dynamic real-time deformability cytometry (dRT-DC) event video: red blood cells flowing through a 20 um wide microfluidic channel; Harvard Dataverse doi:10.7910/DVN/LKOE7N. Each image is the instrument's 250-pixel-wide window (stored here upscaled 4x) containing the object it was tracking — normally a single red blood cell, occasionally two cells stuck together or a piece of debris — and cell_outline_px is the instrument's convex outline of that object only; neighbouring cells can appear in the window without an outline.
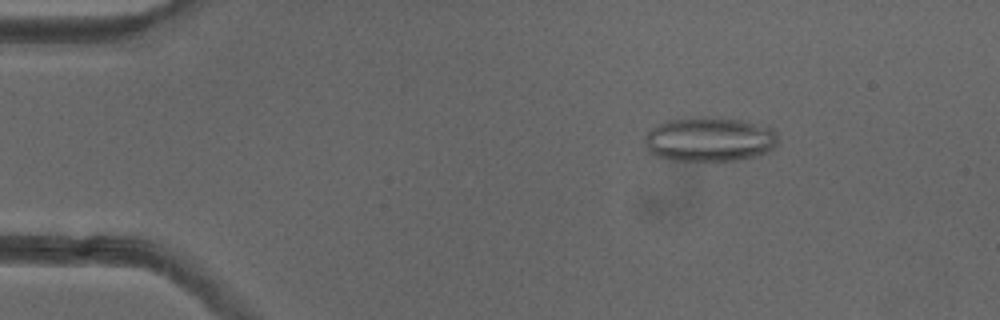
{"species": "common noctule bat (a hibernating species)", "species_latin": "Nyctalus noctula", "temperature_condition": "cold", "stored_images_in_passage": 51, "camera_frame_rate_fps": 3000, "um_per_image_px": 0.085, "animal": {"sex": "female"}, "frame": {"image": 1, "passage_image": 8, "time_ms": 2.333, "image_size_px": [1000, 320], "cell_outline_px": [[776, 144], [768, 152], [720, 164], [672, 160], [656, 156], [648, 148], [644, 140], [644, 136], [652, 128], [668, 120], [700, 116], [712, 116], [740, 120], [772, 128], [776, 132]], "centroid_in_image_um": [60.29, 11.87], "position_along_channel_um": 24.7, "area_um2": 35.14}}
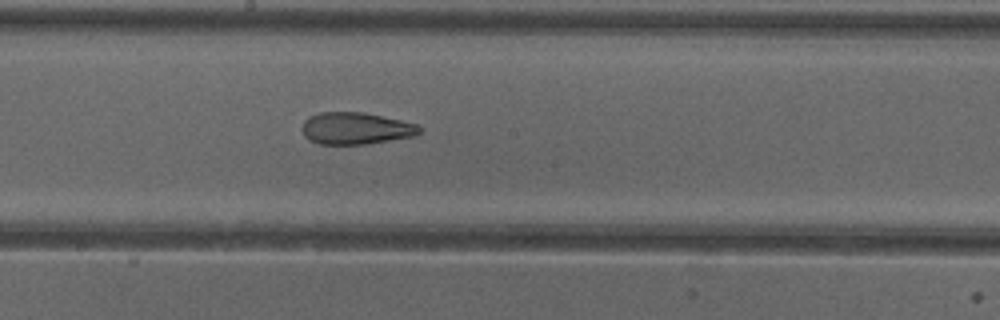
{"frame": {"image": 2, "passage_image": 28, "time_ms": 9.0, "image_size_px": [1000, 320], "cell_outline_px": [[420, 132], [416, 136], [368, 144], [320, 144], [308, 140], [304, 136], [304, 120], [308, 116], [320, 112], [364, 112], [400, 120], [416, 124], [420, 128]], "centroid_in_image_um": [30.24, 10.91], "position_along_channel_um": 218.0, "area_um2": 21.85}}
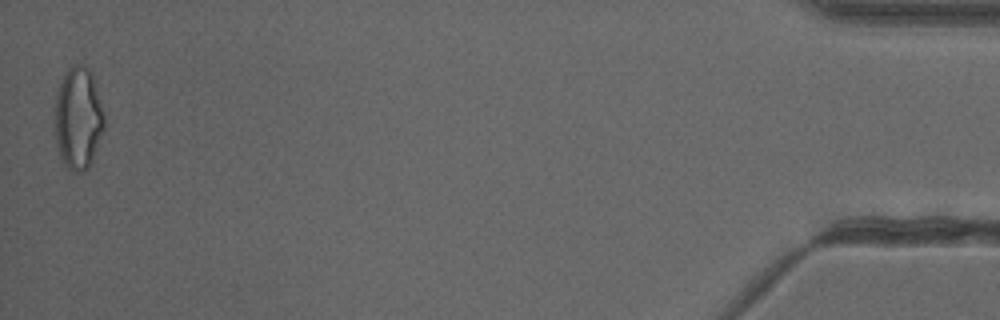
{"frame": {"image": 3, "passage_image": 51, "time_ms": 16.667, "image_size_px": [1000, 320], "cell_outline_px": [[104, 128], [92, 164], [84, 172], [72, 172], [64, 164], [56, 148], [56, 92], [60, 80], [68, 68], [76, 64], [80, 64], [88, 68], [92, 72], [104, 116]], "centroid_in_image_um": [6.65, 10.08], "position_along_channel_um": 428.5, "area_um2": 29.59}, "authors_computed_cell_mechanics": {"area_um2": 26.3568, "velocity_mm_per_s": 3.9941, "shape_relaxation_time_tau1_ms": null, "shape_relaxation_time_tau2_ms": 3.3114, "deformation_change_tau1": null, "deformation_change_tau2": 0.1222}}